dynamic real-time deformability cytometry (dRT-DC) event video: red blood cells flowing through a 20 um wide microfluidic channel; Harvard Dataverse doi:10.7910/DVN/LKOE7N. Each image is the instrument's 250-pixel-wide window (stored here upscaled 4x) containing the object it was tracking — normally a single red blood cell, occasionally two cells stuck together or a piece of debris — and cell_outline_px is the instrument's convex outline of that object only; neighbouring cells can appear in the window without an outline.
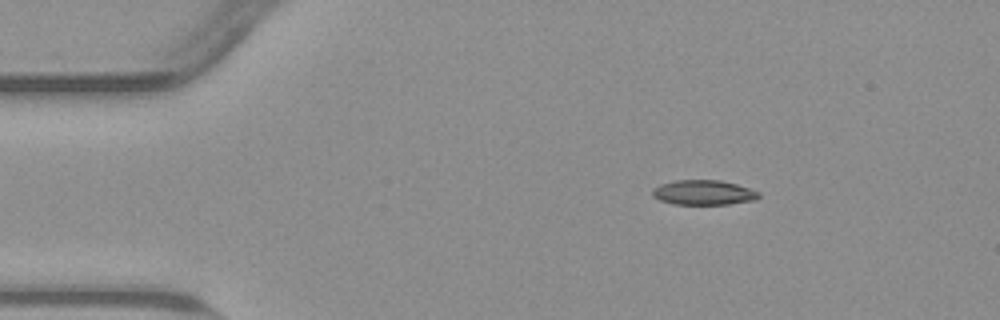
{"species": "common noctule bat (a hibernating species)", "species_latin": "Nyctalus noctula", "temperature_condition": "warm", "stored_images_in_passage": 47, "camera_frame_rate_fps": 3000, "um_per_image_px": 0.085, "animal": {"sex": "male", "body_mass_g": 23.1, "forearm_length_mm": 52.7}, "frame": {"image": 1, "passage_image": 1, "time_ms": 0.0, "image_size_px": [1000, 320], "cell_outline_px": [[760, 196], [756, 200], [728, 204], [672, 204], [660, 200], [652, 196], [652, 188], [660, 184], [676, 180], [720, 180], [736, 184], [760, 192]], "centroid_in_image_um": [59.79, 16.36], "position_along_channel_um": 25.2, "area_um2": 15.43}}
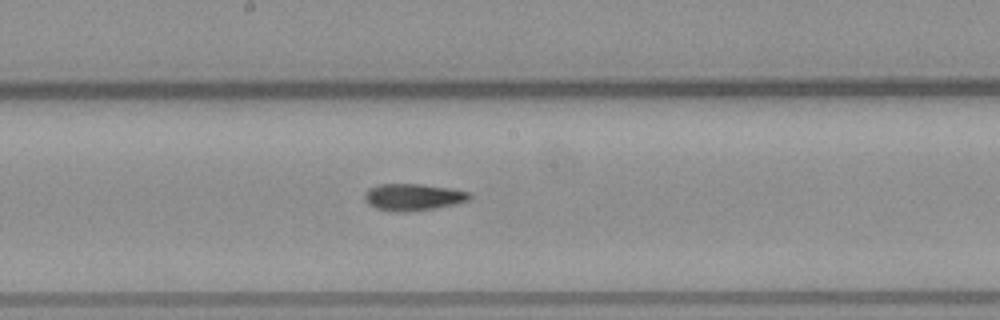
{"frame": {"image": 2, "passage_image": 21, "time_ms": 6.667, "image_size_px": [1000, 320], "cell_outline_px": [[472, 196], [468, 200], [456, 204], [436, 208], [408, 212], [400, 212], [376, 208], [368, 204], [364, 200], [364, 196], [372, 188], [380, 184], [420, 184], [452, 188], [472, 192]], "centroid_in_image_um": [35.18, 16.75], "position_along_channel_um": 213.0, "area_um2": 16.42}}
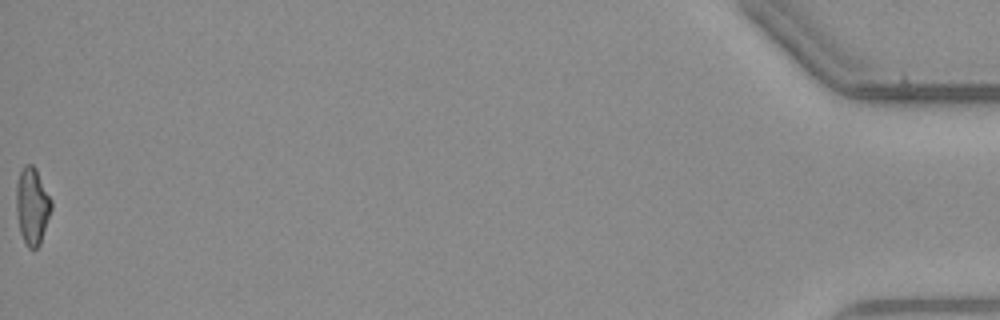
{"frame": {"image": 3, "passage_image": 47, "time_ms": 15.333, "image_size_px": [1000, 320], "cell_outline_px": [[52, 208], [40, 244], [36, 248], [28, 248], [20, 232], [16, 212], [16, 184], [20, 172], [24, 164], [32, 164], [36, 168], [52, 200]], "centroid_in_image_um": [2.73, 17.48], "position_along_channel_um": 432.5, "area_um2": 15.78}, "authors_computed_cell_mechanics": {"area_um2": 16.184, "velocity_mm_per_s": 3.818, "shape_relaxation_time_tau1_ms": null, "shape_relaxation_time_tau2_ms": 5.099, "deformation_change_tau1": null, "deformation_change_tau2": 0.1302}}